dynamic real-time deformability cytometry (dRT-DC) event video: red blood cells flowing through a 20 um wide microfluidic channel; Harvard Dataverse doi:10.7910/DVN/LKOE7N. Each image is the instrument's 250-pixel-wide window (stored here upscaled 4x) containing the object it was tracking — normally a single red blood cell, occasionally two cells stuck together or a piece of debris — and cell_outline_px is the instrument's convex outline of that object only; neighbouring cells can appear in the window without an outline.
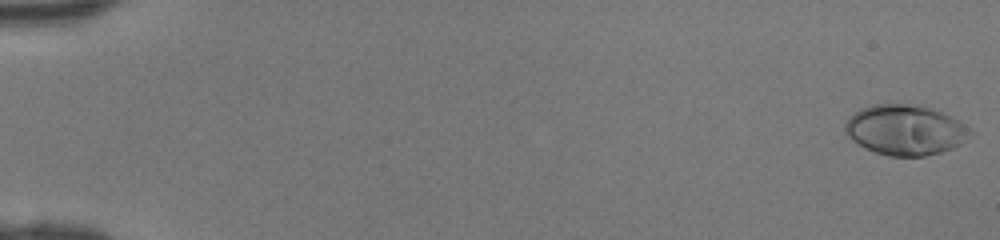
{"species": "human", "species_latin": "Homo sapiens", "temperature_condition": "room temperature", "stored_images_in_passage": 46, "camera_frame_rate_fps": 3000, "um_per_image_px": 0.085, "donor": {"sex": "female"}, "frame": {"image": 1, "passage_image": 1, "time_ms": 0.0, "image_size_px": [1000, 240], "cell_outline_px": [[976, 132], [968, 140], [952, 148], [940, 152], [924, 156], [888, 156], [864, 148], [852, 140], [844, 132], [844, 124], [848, 116], [860, 108], [872, 104], [908, 104], [932, 108], [972, 128]], "centroid_in_image_um": [76.94, 11.05], "position_along_channel_um": 8.1, "area_um2": 36.93}}
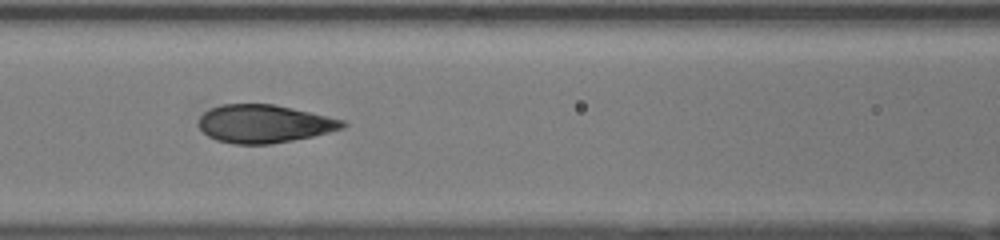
{"frame": {"image": 2, "passage_image": 22, "time_ms": 7.0, "image_size_px": [1000, 240], "cell_outline_px": [[348, 124], [344, 128], [312, 136], [272, 144], [232, 144], [216, 140], [208, 136], [200, 128], [200, 116], [204, 112], [220, 104], [272, 104], [292, 108], [344, 120]], "centroid_in_image_um": [22.45, 10.52], "position_along_channel_um": 144.1, "area_um2": 31.73}}
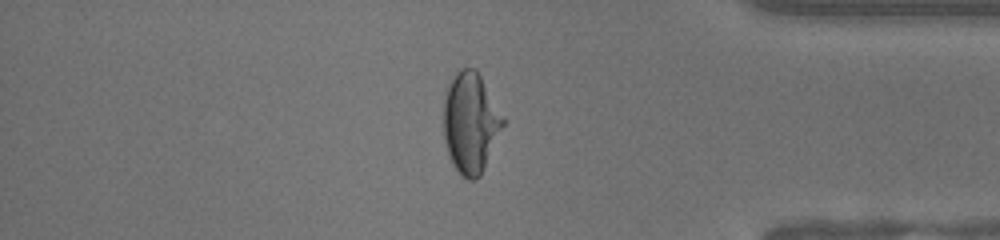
{"frame": {"image": 3, "passage_image": 40, "time_ms": 13.0, "image_size_px": [1000, 240], "cell_outline_px": [[508, 120], [480, 176], [476, 180], [468, 180], [460, 176], [452, 164], [444, 140], [444, 92], [448, 84], [456, 72], [460, 68], [476, 68]], "centroid_in_image_um": [40.03, 10.43], "position_along_channel_um": 395.2, "area_um2": 35.72}}